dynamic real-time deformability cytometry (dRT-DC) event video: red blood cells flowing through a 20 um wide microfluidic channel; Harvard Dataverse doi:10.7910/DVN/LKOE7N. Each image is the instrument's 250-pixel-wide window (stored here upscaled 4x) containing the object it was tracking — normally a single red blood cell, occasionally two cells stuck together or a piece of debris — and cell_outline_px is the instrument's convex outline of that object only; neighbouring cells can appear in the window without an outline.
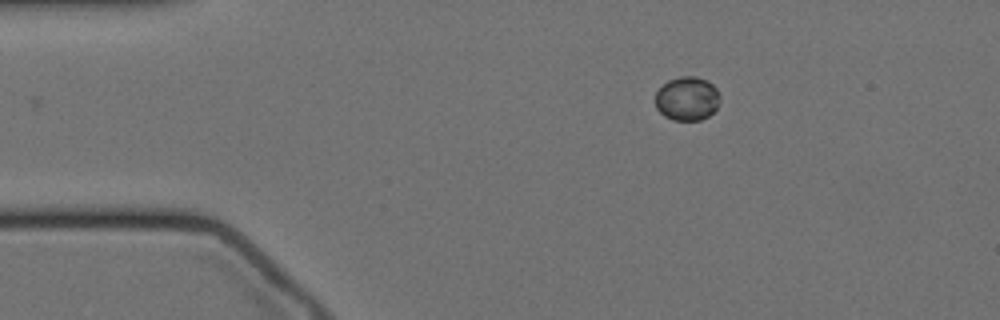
{"species": "Egyptian fruit bat (a non-hibernating species)", "species_latin": "Rousettus aegyptiacus", "temperature_condition": "cold", "stored_images_in_passage": 42, "camera_frame_rate_fps": 3000, "um_per_image_px": 0.085, "animal": {"sex": "female"}, "frame": {"image": 1, "passage_image": 1, "time_ms": 0.0, "image_size_px": [1000, 320], "cell_outline_px": [[720, 100], [716, 108], [708, 116], [700, 120], [672, 120], [664, 116], [656, 108], [656, 92], [668, 80], [680, 76], [696, 76], [708, 80], [716, 88], [720, 96]], "centroid_in_image_um": [58.41, 8.37], "position_along_channel_um": 26.6, "area_um2": 16.59}}
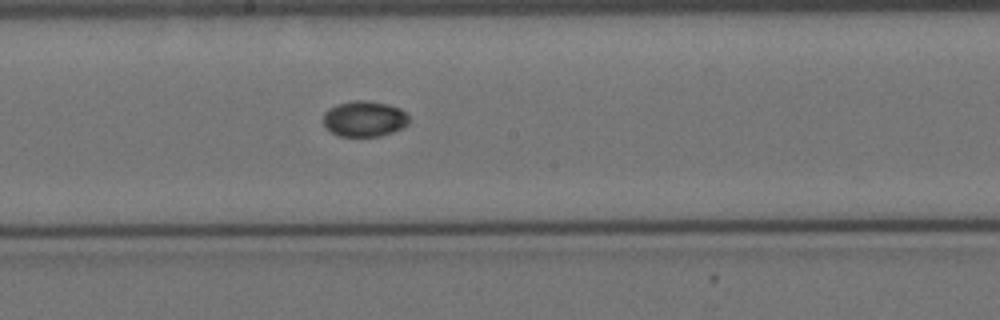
{"frame": {"image": 2, "passage_image": 22, "time_ms": 7.0, "image_size_px": [1000, 320], "cell_outline_px": [[408, 124], [404, 128], [380, 136], [340, 136], [332, 132], [324, 124], [324, 112], [328, 108], [336, 104], [352, 100], [364, 100], [388, 104], [400, 108], [408, 116]], "centroid_in_image_um": [30.98, 10.09], "position_along_channel_um": 217.2, "area_um2": 17.86}}
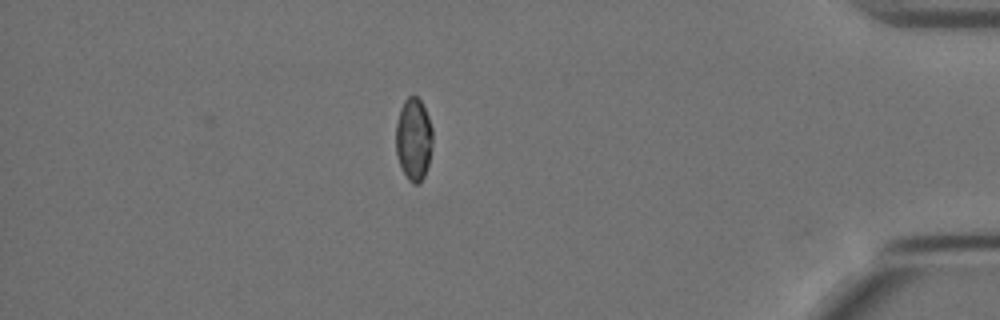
{"frame": {"image": 3, "passage_image": 42, "time_ms": 13.667, "image_size_px": [1000, 320], "cell_outline_px": [[432, 144], [428, 164], [424, 176], [420, 184], [412, 184], [408, 180], [400, 164], [396, 152], [396, 124], [400, 108], [404, 100], [408, 96], [416, 96], [420, 100], [428, 116], [432, 128]], "centroid_in_image_um": [35.15, 11.84], "position_along_channel_um": 400.0, "area_um2": 17.63}}